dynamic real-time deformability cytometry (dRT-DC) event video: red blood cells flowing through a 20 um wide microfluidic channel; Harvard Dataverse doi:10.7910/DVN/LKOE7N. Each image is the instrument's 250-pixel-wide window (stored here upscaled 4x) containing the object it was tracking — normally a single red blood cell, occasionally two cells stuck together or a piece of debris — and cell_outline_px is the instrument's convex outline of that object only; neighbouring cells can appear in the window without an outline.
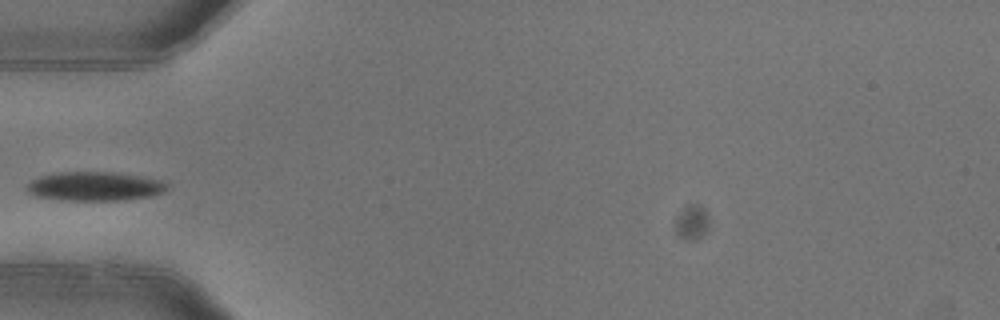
{"species": "common noctule bat (a hibernating species)", "species_latin": "Nyctalus noctula", "temperature_condition": "warm", "stored_images_in_passage": 3, "camera_frame_rate_fps": 3000, "um_per_image_px": 0.085, "animal": {"sex": "female"}, "frame": {"image": 1, "passage_image": 2, "time_ms": 0.333, "image_size_px": [1000, 320], "cell_outline_px": [[168, 188], [164, 192], [152, 196], [124, 200], [68, 200], [36, 196], [28, 192], [28, 184], [32, 180], [40, 176], [56, 172], [116, 172], [160, 180], [168, 184]], "centroid_in_image_um": [8.09, 15.83], "position_along_channel_um": 76.9, "area_um2": 23.58}}